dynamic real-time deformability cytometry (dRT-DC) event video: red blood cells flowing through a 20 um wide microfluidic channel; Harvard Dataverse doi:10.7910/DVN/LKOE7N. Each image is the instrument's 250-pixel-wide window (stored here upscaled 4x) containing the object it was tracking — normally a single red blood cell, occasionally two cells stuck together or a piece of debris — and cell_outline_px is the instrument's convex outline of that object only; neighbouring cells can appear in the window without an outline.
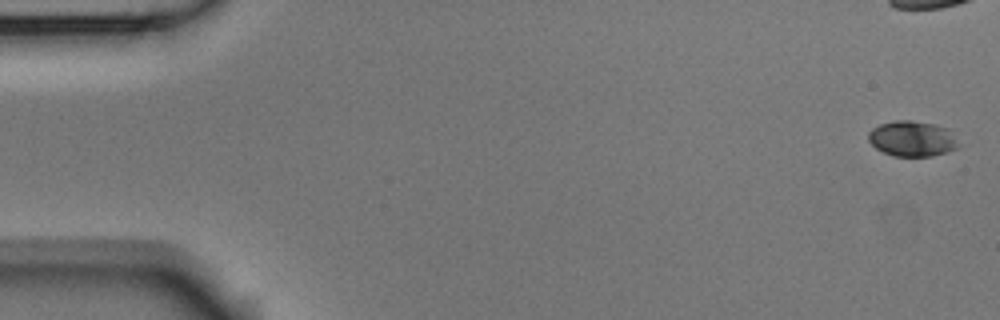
{"species": "Egyptian fruit bat (a non-hibernating species)", "species_latin": "Rousettus aegyptiacus", "temperature_condition": "room temperature", "stored_images_in_passage": 7, "camera_frame_rate_fps": 3000, "um_per_image_px": 0.085, "animal": {"sex": "male"}, "frame": {"image": 1, "passage_image": 1, "time_ms": 0.0, "image_size_px": [1000, 320], "cell_outline_px": [[964, 144], [960, 148], [948, 152], [932, 156], [892, 156], [876, 148], [868, 140], [868, 132], [872, 128], [880, 124], [896, 120], [912, 120], [952, 128]], "centroid_in_image_um": [77.67, 11.79], "position_along_channel_um": 7.3, "area_um2": 19.36}}